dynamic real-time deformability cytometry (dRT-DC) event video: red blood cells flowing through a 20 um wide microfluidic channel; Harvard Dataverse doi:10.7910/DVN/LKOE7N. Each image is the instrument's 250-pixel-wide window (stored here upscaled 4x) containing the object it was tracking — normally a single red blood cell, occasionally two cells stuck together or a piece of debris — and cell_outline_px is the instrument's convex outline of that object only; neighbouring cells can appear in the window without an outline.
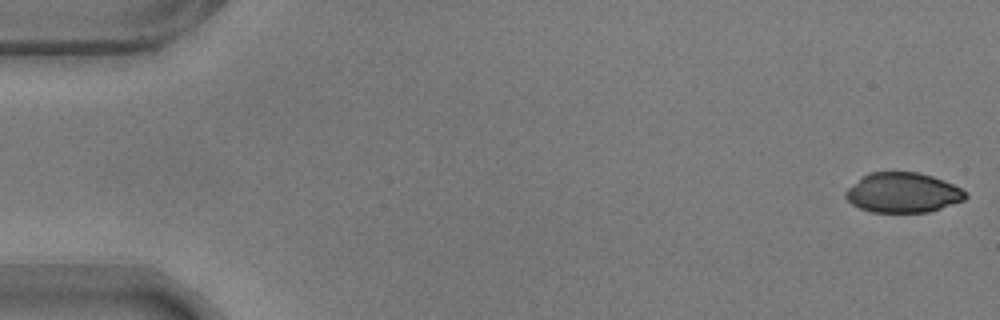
{"species": "common noctule bat (a hibernating species)", "species_latin": "Nyctalus noctula", "temperature_condition": "warm", "stored_images_in_passage": 14, "camera_frame_rate_fps": 3000, "um_per_image_px": 0.085, "animal": {"sex": "male", "body_mass_g": 17.9}, "frame": {"image": 1, "passage_image": 1, "time_ms": 0.0, "image_size_px": [1000, 320], "cell_outline_px": [[968, 196], [964, 200], [928, 212], [872, 212], [860, 208], [852, 204], [844, 196], [844, 192], [860, 176], [868, 172], [916, 172], [932, 176], [952, 184], [960, 188]], "centroid_in_image_um": [76.69, 16.37], "position_along_channel_um": 8.3, "area_um2": 27.8}}